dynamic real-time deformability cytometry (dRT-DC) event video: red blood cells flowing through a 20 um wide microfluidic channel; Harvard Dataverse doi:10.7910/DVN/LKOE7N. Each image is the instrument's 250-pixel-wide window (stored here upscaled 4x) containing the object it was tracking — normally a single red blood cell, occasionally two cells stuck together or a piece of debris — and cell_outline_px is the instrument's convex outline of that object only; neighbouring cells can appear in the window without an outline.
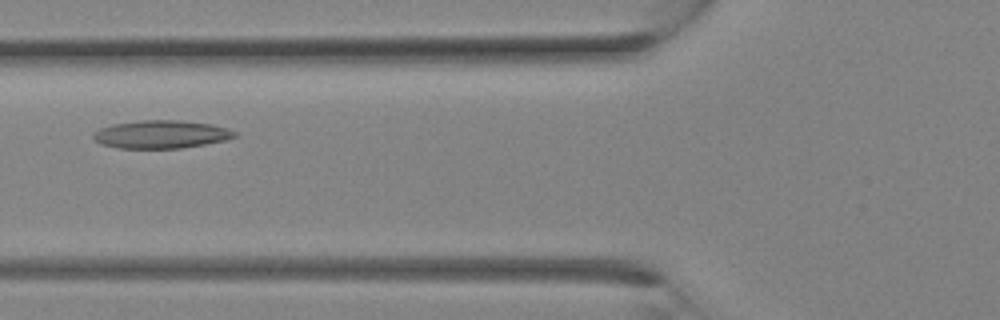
{"species": "Egyptian fruit bat (a non-hibernating species)", "species_latin": "Rousettus aegyptiacus", "temperature_condition": "room temperature", "stored_images_in_passage": 2, "camera_frame_rate_fps": 3000, "um_per_image_px": 0.085, "animal": {"sex": "female"}, "frame": {"image": 1, "passage_image": 2, "time_ms": 2.333, "image_size_px": [1000, 320], "cell_outline_px": [[236, 136], [224, 140], [204, 144], [180, 148], [116, 148], [100, 144], [92, 136], [92, 132], [100, 128], [112, 124], [140, 120], [180, 120], [212, 124], [228, 128], [236, 132]], "centroid_in_image_um": [13.66, 11.41], "position_along_channel_um": 112.1, "area_um2": 23.12}}